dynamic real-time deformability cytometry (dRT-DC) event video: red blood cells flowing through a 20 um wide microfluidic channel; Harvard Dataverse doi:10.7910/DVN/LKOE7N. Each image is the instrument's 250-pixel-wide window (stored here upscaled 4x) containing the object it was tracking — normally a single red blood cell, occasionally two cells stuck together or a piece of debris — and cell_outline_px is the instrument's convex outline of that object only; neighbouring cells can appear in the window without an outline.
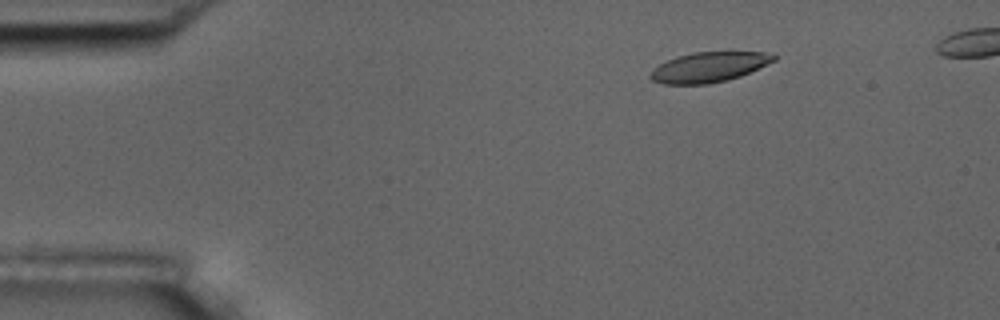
{"species": "common noctule bat (a hibernating species)", "species_latin": "Nyctalus noctula", "temperature_condition": "room temperature", "stored_images_in_passage": 54, "camera_frame_rate_fps": 3000, "um_per_image_px": 0.085, "animal": {"sex": "male", "body_mass_g": 17.5, "forearm_length_mm": 52.3}, "frame": {"image": 1, "passage_image": 9, "time_ms": 2.667, "image_size_px": [1000, 320], "cell_outline_px": [[776, 60], [740, 76], [708, 84], [664, 84], [652, 80], [648, 76], [648, 72], [652, 68], [676, 56], [692, 52], [764, 52], [776, 56]], "centroid_in_image_um": [60.19, 5.7], "position_along_channel_um": 24.8, "area_um2": 21.5}}
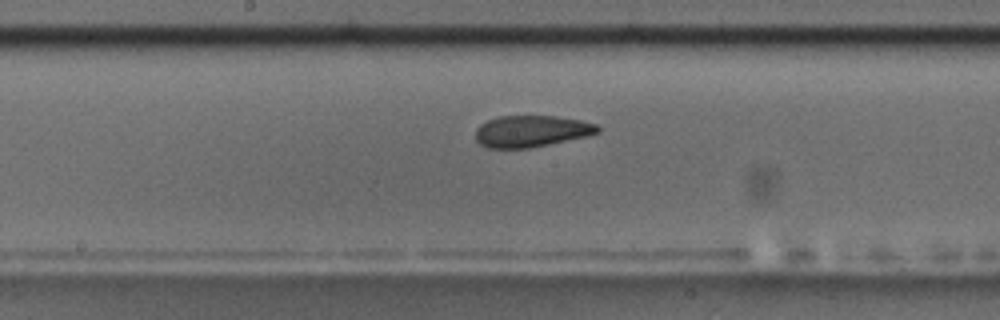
{"frame": {"image": 2, "passage_image": 30, "time_ms": 9.667, "image_size_px": [1000, 320], "cell_outline_px": [[600, 132], [588, 136], [528, 148], [488, 148], [480, 144], [476, 140], [476, 128], [480, 124], [488, 120], [500, 116], [556, 116], [580, 120], [596, 124], [600, 128]], "centroid_in_image_um": [45.16, 11.15], "position_along_channel_um": 203.0, "area_um2": 22.43}}
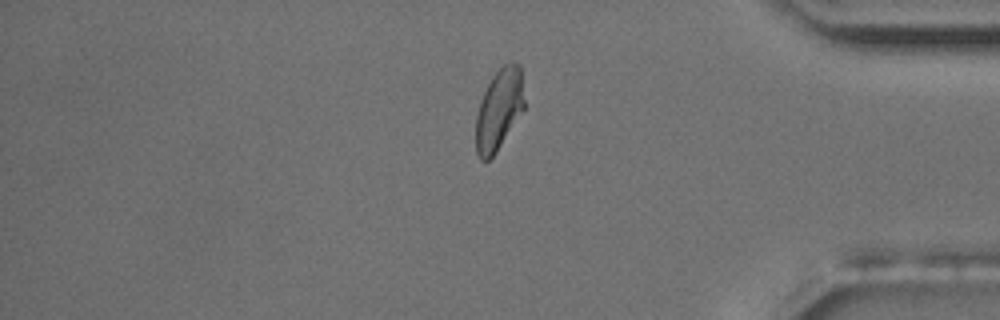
{"frame": {"image": 3, "passage_image": 48, "time_ms": 15.667, "image_size_px": [1000, 320], "cell_outline_px": [[524, 108], [496, 152], [488, 160], [480, 160], [476, 152], [476, 116], [480, 100], [492, 76], [504, 64], [512, 60], [516, 60], [520, 64], [524, 100]], "centroid_in_image_um": [42.41, 9.27], "position_along_channel_um": 392.8, "area_um2": 22.77}}